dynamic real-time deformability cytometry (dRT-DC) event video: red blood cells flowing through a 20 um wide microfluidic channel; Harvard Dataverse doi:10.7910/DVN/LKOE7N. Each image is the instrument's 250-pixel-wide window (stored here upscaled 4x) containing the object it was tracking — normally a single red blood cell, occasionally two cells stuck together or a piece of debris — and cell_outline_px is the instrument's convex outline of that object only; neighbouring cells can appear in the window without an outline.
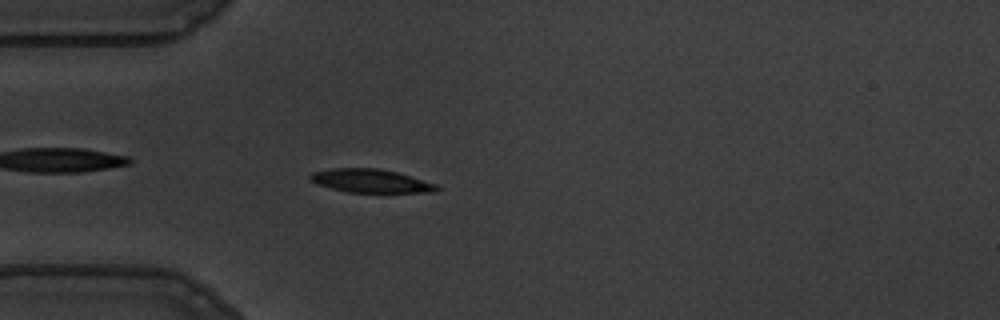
{"species": "common noctule bat (a hibernating species)", "species_latin": "Nyctalus noctula", "temperature_condition": "warm", "stored_images_in_passage": 48, "camera_frame_rate_fps": 3000, "um_per_image_px": 0.085, "animal": {"sex": "male", "body_mass_g": 19.5, "forearm_length_mm": 54.6}, "frame": {"image": 1, "passage_image": 8, "time_ms": 2.333, "image_size_px": [1000, 320], "cell_outline_px": [[440, 188], [436, 192], [348, 192], [316, 184], [308, 180], [308, 176], [312, 172], [332, 168], [376, 168], [396, 172], [436, 184]], "centroid_in_image_um": [31.46, 15.37], "position_along_channel_um": 53.5, "area_um2": 17.17}}
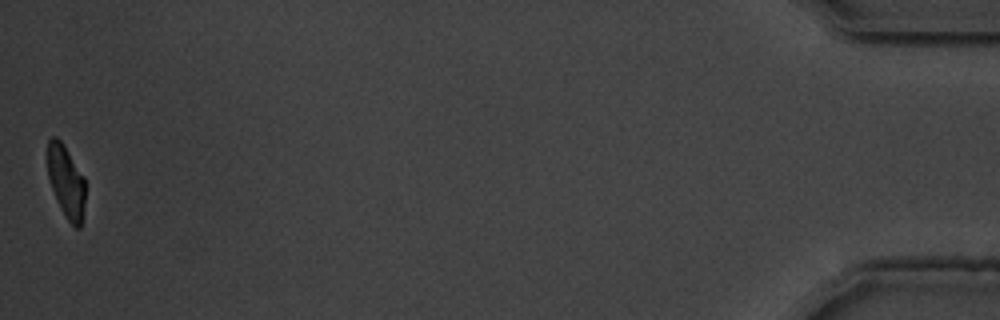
{"frame": {"image": 2, "passage_image": 48, "time_ms": 15.667, "image_size_px": [1000, 320], "cell_outline_px": [[84, 204], [80, 228], [76, 228], [68, 220], [52, 188], [48, 176], [48, 140], [52, 136], [56, 136], [64, 144], [84, 176]], "centroid_in_image_um": [5.62, 15.37], "position_along_channel_um": 429.6, "area_um2": 15.49}, "authors_computed_cell_mechanics": {"area_um2": 17.8602, "velocity_mm_per_s": 3.5843, "shape_relaxation_time_tau1_ms": 3.4462, "shape_relaxation_time_tau2_ms": 2.9434, "deformation_change_tau1": 0.1868, "deformation_change_tau2": 0.0408}}